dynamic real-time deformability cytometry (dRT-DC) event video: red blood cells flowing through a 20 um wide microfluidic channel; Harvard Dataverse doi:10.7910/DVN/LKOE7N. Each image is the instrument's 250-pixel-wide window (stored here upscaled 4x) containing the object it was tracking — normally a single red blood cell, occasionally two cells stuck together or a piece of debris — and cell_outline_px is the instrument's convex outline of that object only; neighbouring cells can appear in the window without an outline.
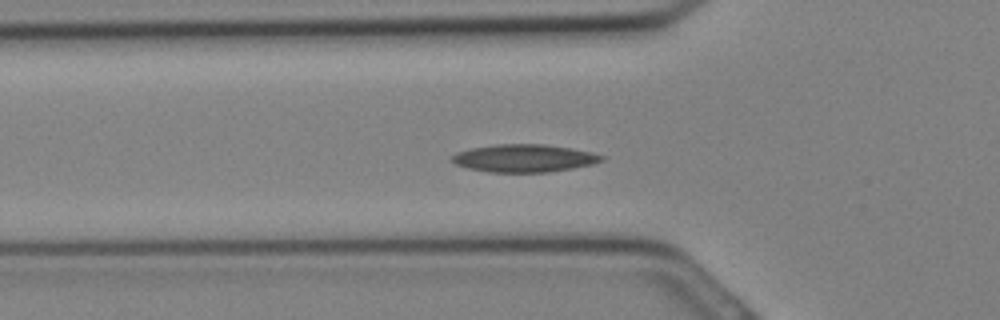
{"species": "Egyptian fruit bat (a non-hibernating species)", "species_latin": "Rousettus aegyptiacus", "temperature_condition": "cold", "stored_images_in_passage": 24, "camera_frame_rate_fps": 3000, "um_per_image_px": 0.085, "animal": {"sex": "female"}, "frame": {"image": 1, "passage_image": 3, "time_ms": 0.667, "image_size_px": [1000, 320], "cell_outline_px": [[604, 160], [592, 164], [572, 168], [548, 172], [488, 172], [468, 168], [456, 164], [452, 160], [452, 156], [456, 152], [472, 148], [496, 144], [544, 144], [572, 148], [592, 152], [604, 156]], "centroid_in_image_um": [44.56, 13.44], "position_along_channel_um": 81.2, "area_um2": 24.1}}
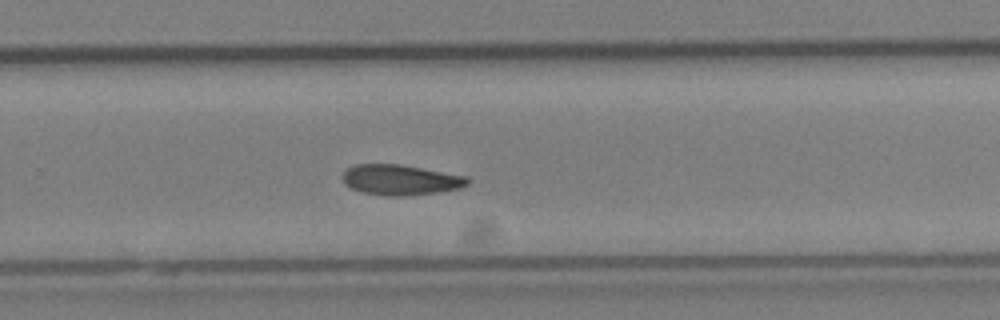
{"frame": {"image": 2, "passage_image": 13, "time_ms": 4.0, "image_size_px": [1000, 320], "cell_outline_px": [[472, 180], [468, 184], [460, 188], [436, 192], [404, 196], [384, 196], [360, 192], [344, 184], [344, 172], [348, 168], [356, 164], [400, 164], [468, 176]], "centroid_in_image_um": [34.07, 15.29], "position_along_channel_um": 295.7, "area_um2": 22.2}}
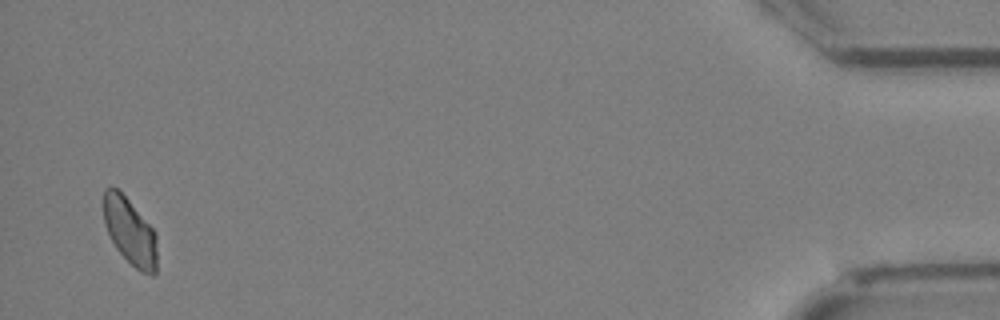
{"frame": {"image": 3, "passage_image": 23, "time_ms": 7.333, "image_size_px": [1000, 320], "cell_outline_px": [[156, 272], [152, 276], [140, 272], [116, 248], [104, 224], [104, 188], [116, 188], [128, 200], [156, 232]], "centroid_in_image_um": [11.06, 19.7], "position_along_channel_um": 424.1, "area_um2": 20.4}}